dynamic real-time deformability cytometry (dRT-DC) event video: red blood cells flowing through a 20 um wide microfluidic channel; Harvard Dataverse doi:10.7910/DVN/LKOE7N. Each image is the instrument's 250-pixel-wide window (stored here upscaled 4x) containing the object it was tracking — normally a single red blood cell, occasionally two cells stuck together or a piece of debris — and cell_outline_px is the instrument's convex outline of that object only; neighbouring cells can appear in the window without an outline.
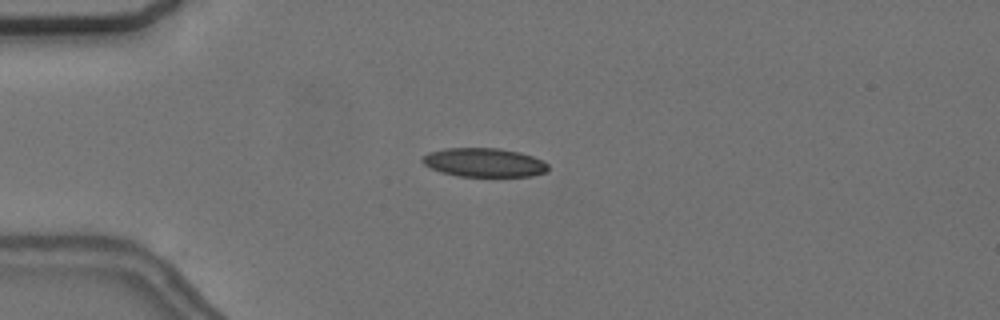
{"species": "common noctule bat (a hibernating species)", "species_latin": "Nyctalus noctula", "temperature_condition": "cold", "stored_images_in_passage": 5, "camera_frame_rate_fps": 3000, "um_per_image_px": 0.085, "animal": {"sex": "female", "body_mass_g": 24.6, "forearm_length_mm": 56.2}, "frame": {"image": 1, "passage_image": 2, "time_ms": 1.0, "image_size_px": [1000, 320], "cell_outline_px": [[548, 172], [532, 176], [460, 176], [440, 172], [424, 164], [420, 160], [428, 152], [444, 148], [500, 148], [520, 152], [544, 160], [548, 164]], "centroid_in_image_um": [41.17, 13.81], "position_along_channel_um": 43.8, "area_um2": 21.27}}
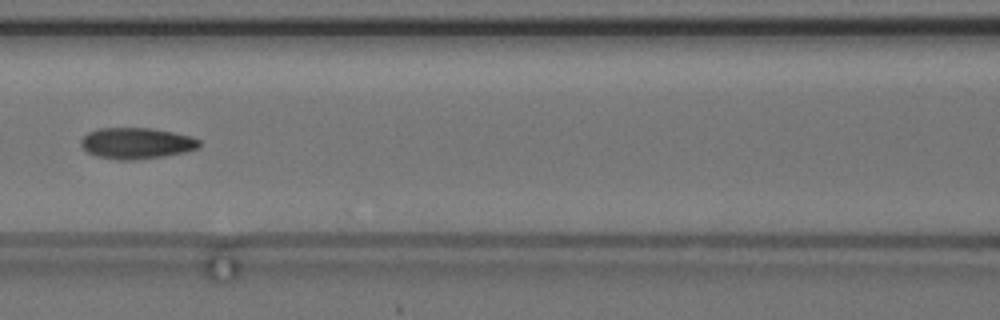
{"frame": {"image": 2, "passage_image": 5, "time_ms": 4.667, "image_size_px": [1000, 320], "cell_outline_px": [[200, 144], [196, 148], [184, 152], [164, 156], [132, 160], [120, 160], [96, 156], [88, 152], [80, 144], [80, 140], [88, 132], [100, 128], [152, 128], [192, 136], [200, 140]], "centroid_in_image_um": [11.59, 12.17], "position_along_channel_um": 155.0, "area_um2": 21.39}}